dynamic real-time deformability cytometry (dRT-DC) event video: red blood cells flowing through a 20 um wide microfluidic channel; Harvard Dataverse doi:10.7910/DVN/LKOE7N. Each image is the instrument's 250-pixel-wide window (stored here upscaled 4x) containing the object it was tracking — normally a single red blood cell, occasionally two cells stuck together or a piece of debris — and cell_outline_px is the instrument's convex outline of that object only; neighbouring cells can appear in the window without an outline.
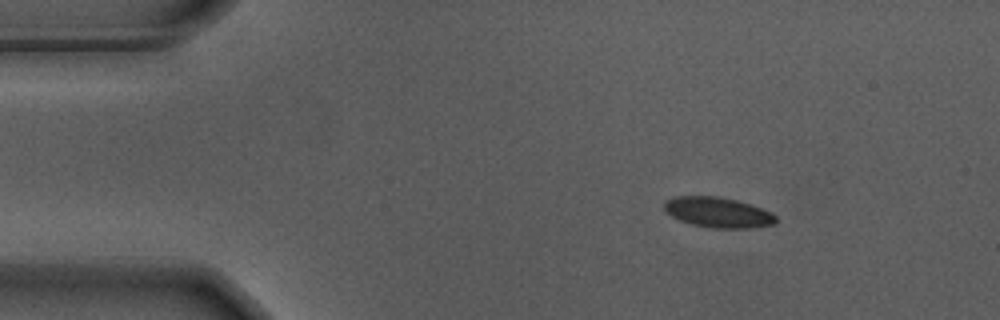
{"species": "Egyptian fruit bat (a non-hibernating species)", "species_latin": "Rousettus aegyptiacus", "temperature_condition": "warm", "stored_images_in_passage": 49, "camera_frame_rate_fps": 3000, "um_per_image_px": 0.085, "animal": {"sex": "male"}, "frame": {"image": 1, "passage_image": 1, "time_ms": 0.0, "image_size_px": [1000, 320], "cell_outline_px": [[776, 224], [748, 228], [712, 228], [692, 224], [680, 220], [672, 216], [664, 208], [664, 200], [676, 196], [716, 196], [736, 200], [752, 204], [772, 212], [776, 216]], "centroid_in_image_um": [61.05, 18.05], "position_along_channel_um": 23.9, "area_um2": 19.77}}
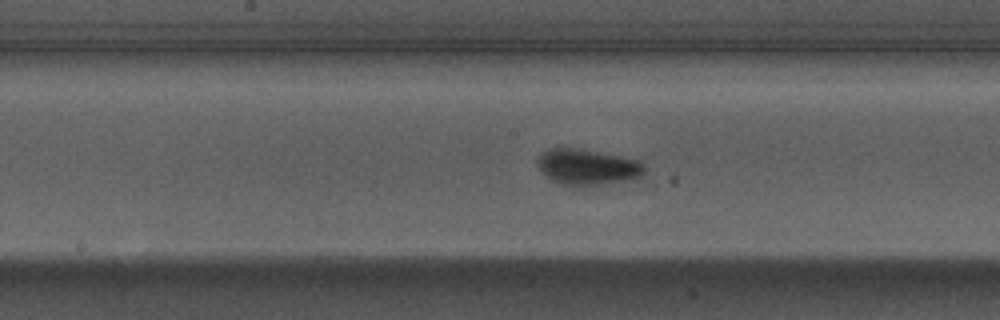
{"frame": {"image": 2, "passage_image": 21, "time_ms": 6.667, "image_size_px": [1000, 320], "cell_outline_px": [[644, 172], [640, 176], [624, 180], [584, 188], [560, 184], [544, 176], [536, 160], [540, 152], [548, 148], [576, 148], [600, 152], [640, 160], [644, 164]], "centroid_in_image_um": [49.88, 14.2], "position_along_channel_um": 198.3, "area_um2": 22.66}}
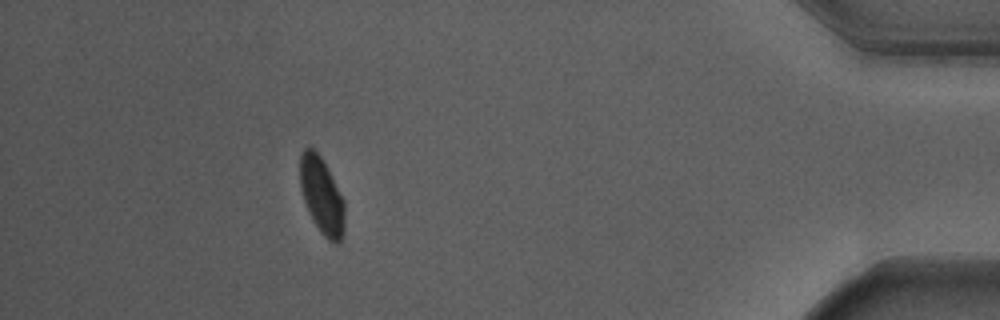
{"frame": {"image": 3, "passage_image": 43, "time_ms": 14.0, "image_size_px": [1000, 320], "cell_outline_px": [[344, 232], [340, 240], [336, 244], [328, 240], [320, 232], [312, 220], [308, 212], [300, 188], [300, 156], [304, 148], [312, 148], [320, 156], [328, 168], [344, 200]], "centroid_in_image_um": [27.34, 16.65], "position_along_channel_um": 407.9, "area_um2": 19.94}, "authors_computed_cell_mechanics": {"area_um2": 20.5768, "velocity_mm_per_s": 3.6713, "shape_relaxation_time_tau1_ms": 2.7558, "shape_relaxation_time_tau2_ms": null, "deformation_change_tau1": 0.1081, "deformation_change_tau2": null}}